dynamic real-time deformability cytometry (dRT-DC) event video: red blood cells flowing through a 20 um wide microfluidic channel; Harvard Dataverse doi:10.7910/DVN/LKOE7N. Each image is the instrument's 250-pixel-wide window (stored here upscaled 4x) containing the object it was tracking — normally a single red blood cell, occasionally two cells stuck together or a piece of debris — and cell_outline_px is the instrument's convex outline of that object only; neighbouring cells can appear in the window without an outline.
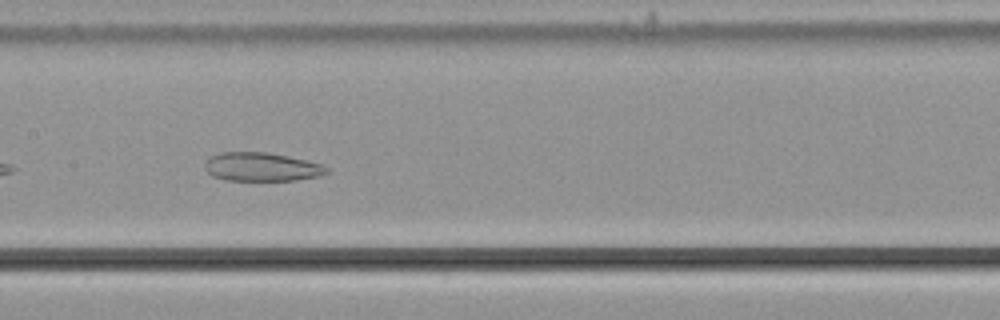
{"species": "common noctule bat (a hibernating species)", "species_latin": "Nyctalus noctula", "temperature_condition": "cold", "stored_images_in_passage": 39, "camera_frame_rate_fps": 3000, "um_per_image_px": 0.085, "animal": {"sex": "male", "body_mass_g": 21.5, "forearm_length_mm": 52.0}, "frame": {"image": 1, "passage_image": 12, "time_ms": 3.667, "image_size_px": [1000, 320], "cell_outline_px": [[328, 172], [320, 176], [296, 180], [224, 180], [212, 176], [208, 172], [204, 164], [212, 156], [220, 152], [264, 152], [288, 156], [320, 164], [328, 168]], "centroid_in_image_um": [22.23, 14.19], "position_along_channel_um": 185.2, "area_um2": 20.11}}
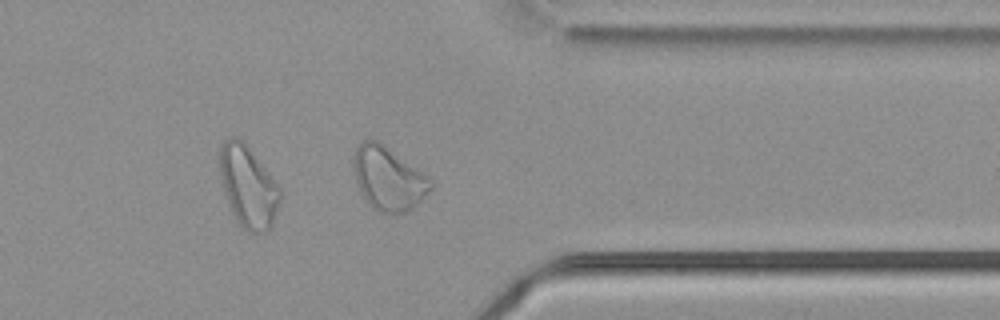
{"frame": {"image": 2, "passage_image": 28, "time_ms": 9.0, "image_size_px": [1000, 320], "cell_outline_px": [[432, 188], [412, 208], [404, 212], [376, 212], [368, 204], [356, 180], [352, 168], [352, 156], [356, 148], [364, 140], [376, 140], [384, 144], [432, 180]], "centroid_in_image_um": [32.97, 15.16], "position_along_channel_um": 378.4, "area_um2": 28.09}, "authors_computed_cell_mechanics": {"area_um2": 24.6228, "velocity_mm_per_s": 3.7296, "shape_relaxation_time_tau1_ms": null, "shape_relaxation_time_tau2_ms": 3.3883, "deformation_change_tau1": null, "deformation_change_tau2": 0.1017}}